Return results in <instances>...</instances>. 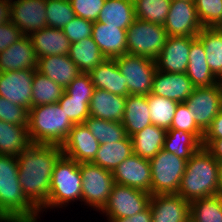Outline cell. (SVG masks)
Wrapping results in <instances>:
<instances>
[{
	"mask_svg": "<svg viewBox=\"0 0 222 222\" xmlns=\"http://www.w3.org/2000/svg\"><path fill=\"white\" fill-rule=\"evenodd\" d=\"M32 69L0 72V96L28 110L32 107Z\"/></svg>",
	"mask_w": 222,
	"mask_h": 222,
	"instance_id": "14",
	"label": "cell"
},
{
	"mask_svg": "<svg viewBox=\"0 0 222 222\" xmlns=\"http://www.w3.org/2000/svg\"><path fill=\"white\" fill-rule=\"evenodd\" d=\"M198 19L203 27L222 24V0H194Z\"/></svg>",
	"mask_w": 222,
	"mask_h": 222,
	"instance_id": "41",
	"label": "cell"
},
{
	"mask_svg": "<svg viewBox=\"0 0 222 222\" xmlns=\"http://www.w3.org/2000/svg\"><path fill=\"white\" fill-rule=\"evenodd\" d=\"M92 38L106 59L127 54V30L95 21Z\"/></svg>",
	"mask_w": 222,
	"mask_h": 222,
	"instance_id": "21",
	"label": "cell"
},
{
	"mask_svg": "<svg viewBox=\"0 0 222 222\" xmlns=\"http://www.w3.org/2000/svg\"><path fill=\"white\" fill-rule=\"evenodd\" d=\"M195 38L168 36L165 46L155 59L156 68L166 73H186L191 42Z\"/></svg>",
	"mask_w": 222,
	"mask_h": 222,
	"instance_id": "16",
	"label": "cell"
},
{
	"mask_svg": "<svg viewBox=\"0 0 222 222\" xmlns=\"http://www.w3.org/2000/svg\"><path fill=\"white\" fill-rule=\"evenodd\" d=\"M218 28L222 31V24Z\"/></svg>",
	"mask_w": 222,
	"mask_h": 222,
	"instance_id": "56",
	"label": "cell"
},
{
	"mask_svg": "<svg viewBox=\"0 0 222 222\" xmlns=\"http://www.w3.org/2000/svg\"><path fill=\"white\" fill-rule=\"evenodd\" d=\"M131 154H133L132 140L126 136L118 142L100 144L92 163L113 172Z\"/></svg>",
	"mask_w": 222,
	"mask_h": 222,
	"instance_id": "32",
	"label": "cell"
},
{
	"mask_svg": "<svg viewBox=\"0 0 222 222\" xmlns=\"http://www.w3.org/2000/svg\"><path fill=\"white\" fill-rule=\"evenodd\" d=\"M37 58L53 55H68L70 41L62 29L44 27L29 35Z\"/></svg>",
	"mask_w": 222,
	"mask_h": 222,
	"instance_id": "23",
	"label": "cell"
},
{
	"mask_svg": "<svg viewBox=\"0 0 222 222\" xmlns=\"http://www.w3.org/2000/svg\"><path fill=\"white\" fill-rule=\"evenodd\" d=\"M63 155L59 145L32 143L17 156L19 183L39 211L47 203L53 169Z\"/></svg>",
	"mask_w": 222,
	"mask_h": 222,
	"instance_id": "1",
	"label": "cell"
},
{
	"mask_svg": "<svg viewBox=\"0 0 222 222\" xmlns=\"http://www.w3.org/2000/svg\"><path fill=\"white\" fill-rule=\"evenodd\" d=\"M135 19L133 0H105L97 22L127 30Z\"/></svg>",
	"mask_w": 222,
	"mask_h": 222,
	"instance_id": "30",
	"label": "cell"
},
{
	"mask_svg": "<svg viewBox=\"0 0 222 222\" xmlns=\"http://www.w3.org/2000/svg\"><path fill=\"white\" fill-rule=\"evenodd\" d=\"M170 129L193 133L201 142L203 141L204 132L197 126L184 102L178 103Z\"/></svg>",
	"mask_w": 222,
	"mask_h": 222,
	"instance_id": "43",
	"label": "cell"
},
{
	"mask_svg": "<svg viewBox=\"0 0 222 222\" xmlns=\"http://www.w3.org/2000/svg\"><path fill=\"white\" fill-rule=\"evenodd\" d=\"M32 107L58 103L65 89L50 78L34 71L32 83Z\"/></svg>",
	"mask_w": 222,
	"mask_h": 222,
	"instance_id": "35",
	"label": "cell"
},
{
	"mask_svg": "<svg viewBox=\"0 0 222 222\" xmlns=\"http://www.w3.org/2000/svg\"><path fill=\"white\" fill-rule=\"evenodd\" d=\"M184 103L197 126L205 132L222 108V90L218 84L197 87Z\"/></svg>",
	"mask_w": 222,
	"mask_h": 222,
	"instance_id": "11",
	"label": "cell"
},
{
	"mask_svg": "<svg viewBox=\"0 0 222 222\" xmlns=\"http://www.w3.org/2000/svg\"><path fill=\"white\" fill-rule=\"evenodd\" d=\"M171 1H184V0H171ZM185 1H194V0H185Z\"/></svg>",
	"mask_w": 222,
	"mask_h": 222,
	"instance_id": "55",
	"label": "cell"
},
{
	"mask_svg": "<svg viewBox=\"0 0 222 222\" xmlns=\"http://www.w3.org/2000/svg\"><path fill=\"white\" fill-rule=\"evenodd\" d=\"M202 147V142L193 133L169 129L166 133L163 149L174 153L177 157L189 160Z\"/></svg>",
	"mask_w": 222,
	"mask_h": 222,
	"instance_id": "34",
	"label": "cell"
},
{
	"mask_svg": "<svg viewBox=\"0 0 222 222\" xmlns=\"http://www.w3.org/2000/svg\"><path fill=\"white\" fill-rule=\"evenodd\" d=\"M39 214L19 183L17 157L0 155V219L2 222H37Z\"/></svg>",
	"mask_w": 222,
	"mask_h": 222,
	"instance_id": "2",
	"label": "cell"
},
{
	"mask_svg": "<svg viewBox=\"0 0 222 222\" xmlns=\"http://www.w3.org/2000/svg\"><path fill=\"white\" fill-rule=\"evenodd\" d=\"M122 124L129 137L152 124L147 96L128 95L126 97Z\"/></svg>",
	"mask_w": 222,
	"mask_h": 222,
	"instance_id": "27",
	"label": "cell"
},
{
	"mask_svg": "<svg viewBox=\"0 0 222 222\" xmlns=\"http://www.w3.org/2000/svg\"><path fill=\"white\" fill-rule=\"evenodd\" d=\"M194 89L186 73H166L157 69L150 94L181 103L187 100Z\"/></svg>",
	"mask_w": 222,
	"mask_h": 222,
	"instance_id": "19",
	"label": "cell"
},
{
	"mask_svg": "<svg viewBox=\"0 0 222 222\" xmlns=\"http://www.w3.org/2000/svg\"><path fill=\"white\" fill-rule=\"evenodd\" d=\"M58 104L74 124L84 123L90 116V101L70 98L64 92L62 97L58 100Z\"/></svg>",
	"mask_w": 222,
	"mask_h": 222,
	"instance_id": "42",
	"label": "cell"
},
{
	"mask_svg": "<svg viewBox=\"0 0 222 222\" xmlns=\"http://www.w3.org/2000/svg\"><path fill=\"white\" fill-rule=\"evenodd\" d=\"M217 84L220 86V88H221V90H222V74H221L220 77L218 78Z\"/></svg>",
	"mask_w": 222,
	"mask_h": 222,
	"instance_id": "54",
	"label": "cell"
},
{
	"mask_svg": "<svg viewBox=\"0 0 222 222\" xmlns=\"http://www.w3.org/2000/svg\"><path fill=\"white\" fill-rule=\"evenodd\" d=\"M152 222H190V202L178 193L151 195Z\"/></svg>",
	"mask_w": 222,
	"mask_h": 222,
	"instance_id": "17",
	"label": "cell"
},
{
	"mask_svg": "<svg viewBox=\"0 0 222 222\" xmlns=\"http://www.w3.org/2000/svg\"><path fill=\"white\" fill-rule=\"evenodd\" d=\"M11 22L23 35L47 27L46 0H11Z\"/></svg>",
	"mask_w": 222,
	"mask_h": 222,
	"instance_id": "15",
	"label": "cell"
},
{
	"mask_svg": "<svg viewBox=\"0 0 222 222\" xmlns=\"http://www.w3.org/2000/svg\"><path fill=\"white\" fill-rule=\"evenodd\" d=\"M116 184L125 185L151 193L152 174L148 159L131 154L112 172Z\"/></svg>",
	"mask_w": 222,
	"mask_h": 222,
	"instance_id": "13",
	"label": "cell"
},
{
	"mask_svg": "<svg viewBox=\"0 0 222 222\" xmlns=\"http://www.w3.org/2000/svg\"><path fill=\"white\" fill-rule=\"evenodd\" d=\"M107 222H152V213L148 206L145 210L131 217L120 219H107Z\"/></svg>",
	"mask_w": 222,
	"mask_h": 222,
	"instance_id": "51",
	"label": "cell"
},
{
	"mask_svg": "<svg viewBox=\"0 0 222 222\" xmlns=\"http://www.w3.org/2000/svg\"><path fill=\"white\" fill-rule=\"evenodd\" d=\"M167 37L163 25L136 18L127 29V54L155 61L165 46Z\"/></svg>",
	"mask_w": 222,
	"mask_h": 222,
	"instance_id": "6",
	"label": "cell"
},
{
	"mask_svg": "<svg viewBox=\"0 0 222 222\" xmlns=\"http://www.w3.org/2000/svg\"><path fill=\"white\" fill-rule=\"evenodd\" d=\"M31 144L28 126L0 120V155L17 157Z\"/></svg>",
	"mask_w": 222,
	"mask_h": 222,
	"instance_id": "28",
	"label": "cell"
},
{
	"mask_svg": "<svg viewBox=\"0 0 222 222\" xmlns=\"http://www.w3.org/2000/svg\"><path fill=\"white\" fill-rule=\"evenodd\" d=\"M95 87L91 81L89 73L81 72L66 88L65 93L70 98L84 99V101H91Z\"/></svg>",
	"mask_w": 222,
	"mask_h": 222,
	"instance_id": "45",
	"label": "cell"
},
{
	"mask_svg": "<svg viewBox=\"0 0 222 222\" xmlns=\"http://www.w3.org/2000/svg\"><path fill=\"white\" fill-rule=\"evenodd\" d=\"M149 161L152 174V195L178 193L188 160L162 149Z\"/></svg>",
	"mask_w": 222,
	"mask_h": 222,
	"instance_id": "7",
	"label": "cell"
},
{
	"mask_svg": "<svg viewBox=\"0 0 222 222\" xmlns=\"http://www.w3.org/2000/svg\"><path fill=\"white\" fill-rule=\"evenodd\" d=\"M120 73L126 78L129 95L147 96L152 89L156 63L149 58L124 54L114 58Z\"/></svg>",
	"mask_w": 222,
	"mask_h": 222,
	"instance_id": "9",
	"label": "cell"
},
{
	"mask_svg": "<svg viewBox=\"0 0 222 222\" xmlns=\"http://www.w3.org/2000/svg\"><path fill=\"white\" fill-rule=\"evenodd\" d=\"M136 18L164 25L171 0H133Z\"/></svg>",
	"mask_w": 222,
	"mask_h": 222,
	"instance_id": "39",
	"label": "cell"
},
{
	"mask_svg": "<svg viewBox=\"0 0 222 222\" xmlns=\"http://www.w3.org/2000/svg\"><path fill=\"white\" fill-rule=\"evenodd\" d=\"M73 125L58 103L29 109L28 133L32 143L61 146Z\"/></svg>",
	"mask_w": 222,
	"mask_h": 222,
	"instance_id": "4",
	"label": "cell"
},
{
	"mask_svg": "<svg viewBox=\"0 0 222 222\" xmlns=\"http://www.w3.org/2000/svg\"><path fill=\"white\" fill-rule=\"evenodd\" d=\"M36 71L61 85L64 89L81 74L78 66L68 55L40 57Z\"/></svg>",
	"mask_w": 222,
	"mask_h": 222,
	"instance_id": "22",
	"label": "cell"
},
{
	"mask_svg": "<svg viewBox=\"0 0 222 222\" xmlns=\"http://www.w3.org/2000/svg\"><path fill=\"white\" fill-rule=\"evenodd\" d=\"M167 130L149 125L131 136L133 153L144 159H152L163 149Z\"/></svg>",
	"mask_w": 222,
	"mask_h": 222,
	"instance_id": "29",
	"label": "cell"
},
{
	"mask_svg": "<svg viewBox=\"0 0 222 222\" xmlns=\"http://www.w3.org/2000/svg\"><path fill=\"white\" fill-rule=\"evenodd\" d=\"M178 194L189 202L219 194L218 161L204 147L187 161Z\"/></svg>",
	"mask_w": 222,
	"mask_h": 222,
	"instance_id": "3",
	"label": "cell"
},
{
	"mask_svg": "<svg viewBox=\"0 0 222 222\" xmlns=\"http://www.w3.org/2000/svg\"><path fill=\"white\" fill-rule=\"evenodd\" d=\"M219 194L222 195V161H218Z\"/></svg>",
	"mask_w": 222,
	"mask_h": 222,
	"instance_id": "53",
	"label": "cell"
},
{
	"mask_svg": "<svg viewBox=\"0 0 222 222\" xmlns=\"http://www.w3.org/2000/svg\"><path fill=\"white\" fill-rule=\"evenodd\" d=\"M190 222H222V195L191 201Z\"/></svg>",
	"mask_w": 222,
	"mask_h": 222,
	"instance_id": "36",
	"label": "cell"
},
{
	"mask_svg": "<svg viewBox=\"0 0 222 222\" xmlns=\"http://www.w3.org/2000/svg\"><path fill=\"white\" fill-rule=\"evenodd\" d=\"M37 62L38 58L27 35L0 52V72L37 70Z\"/></svg>",
	"mask_w": 222,
	"mask_h": 222,
	"instance_id": "20",
	"label": "cell"
},
{
	"mask_svg": "<svg viewBox=\"0 0 222 222\" xmlns=\"http://www.w3.org/2000/svg\"><path fill=\"white\" fill-rule=\"evenodd\" d=\"M76 17L97 21L105 0H69Z\"/></svg>",
	"mask_w": 222,
	"mask_h": 222,
	"instance_id": "47",
	"label": "cell"
},
{
	"mask_svg": "<svg viewBox=\"0 0 222 222\" xmlns=\"http://www.w3.org/2000/svg\"><path fill=\"white\" fill-rule=\"evenodd\" d=\"M202 146L217 161H222V138H220V139H203Z\"/></svg>",
	"mask_w": 222,
	"mask_h": 222,
	"instance_id": "50",
	"label": "cell"
},
{
	"mask_svg": "<svg viewBox=\"0 0 222 222\" xmlns=\"http://www.w3.org/2000/svg\"><path fill=\"white\" fill-rule=\"evenodd\" d=\"M125 103L126 97L95 88L90 101V116L97 119L122 122Z\"/></svg>",
	"mask_w": 222,
	"mask_h": 222,
	"instance_id": "24",
	"label": "cell"
},
{
	"mask_svg": "<svg viewBox=\"0 0 222 222\" xmlns=\"http://www.w3.org/2000/svg\"><path fill=\"white\" fill-rule=\"evenodd\" d=\"M23 33L11 21L0 25V52L23 37Z\"/></svg>",
	"mask_w": 222,
	"mask_h": 222,
	"instance_id": "48",
	"label": "cell"
},
{
	"mask_svg": "<svg viewBox=\"0 0 222 222\" xmlns=\"http://www.w3.org/2000/svg\"><path fill=\"white\" fill-rule=\"evenodd\" d=\"M196 37L204 46L208 66L219 78L222 74V31L218 27H203Z\"/></svg>",
	"mask_w": 222,
	"mask_h": 222,
	"instance_id": "33",
	"label": "cell"
},
{
	"mask_svg": "<svg viewBox=\"0 0 222 222\" xmlns=\"http://www.w3.org/2000/svg\"><path fill=\"white\" fill-rule=\"evenodd\" d=\"M222 138V108L211 124L204 132L203 139H220Z\"/></svg>",
	"mask_w": 222,
	"mask_h": 222,
	"instance_id": "49",
	"label": "cell"
},
{
	"mask_svg": "<svg viewBox=\"0 0 222 222\" xmlns=\"http://www.w3.org/2000/svg\"><path fill=\"white\" fill-rule=\"evenodd\" d=\"M46 16L47 26L57 29L76 17L69 0H46Z\"/></svg>",
	"mask_w": 222,
	"mask_h": 222,
	"instance_id": "40",
	"label": "cell"
},
{
	"mask_svg": "<svg viewBox=\"0 0 222 222\" xmlns=\"http://www.w3.org/2000/svg\"><path fill=\"white\" fill-rule=\"evenodd\" d=\"M168 36L196 37L202 30L194 1H172L164 23Z\"/></svg>",
	"mask_w": 222,
	"mask_h": 222,
	"instance_id": "12",
	"label": "cell"
},
{
	"mask_svg": "<svg viewBox=\"0 0 222 222\" xmlns=\"http://www.w3.org/2000/svg\"><path fill=\"white\" fill-rule=\"evenodd\" d=\"M186 75L195 88L209 87L218 82L207 64L204 46L197 37L191 42Z\"/></svg>",
	"mask_w": 222,
	"mask_h": 222,
	"instance_id": "26",
	"label": "cell"
},
{
	"mask_svg": "<svg viewBox=\"0 0 222 222\" xmlns=\"http://www.w3.org/2000/svg\"><path fill=\"white\" fill-rule=\"evenodd\" d=\"M11 0H0V25L11 21Z\"/></svg>",
	"mask_w": 222,
	"mask_h": 222,
	"instance_id": "52",
	"label": "cell"
},
{
	"mask_svg": "<svg viewBox=\"0 0 222 222\" xmlns=\"http://www.w3.org/2000/svg\"><path fill=\"white\" fill-rule=\"evenodd\" d=\"M68 56L84 73H89L106 59L92 37L71 43Z\"/></svg>",
	"mask_w": 222,
	"mask_h": 222,
	"instance_id": "31",
	"label": "cell"
},
{
	"mask_svg": "<svg viewBox=\"0 0 222 222\" xmlns=\"http://www.w3.org/2000/svg\"><path fill=\"white\" fill-rule=\"evenodd\" d=\"M150 197L151 193L115 183L101 214L107 219L131 217L149 206Z\"/></svg>",
	"mask_w": 222,
	"mask_h": 222,
	"instance_id": "10",
	"label": "cell"
},
{
	"mask_svg": "<svg viewBox=\"0 0 222 222\" xmlns=\"http://www.w3.org/2000/svg\"><path fill=\"white\" fill-rule=\"evenodd\" d=\"M89 75L95 88L124 97L129 95L127 80L120 73L115 59H105Z\"/></svg>",
	"mask_w": 222,
	"mask_h": 222,
	"instance_id": "25",
	"label": "cell"
},
{
	"mask_svg": "<svg viewBox=\"0 0 222 222\" xmlns=\"http://www.w3.org/2000/svg\"><path fill=\"white\" fill-rule=\"evenodd\" d=\"M82 198L85 205L99 210L107 204L115 184L112 172L92 162L80 163Z\"/></svg>",
	"mask_w": 222,
	"mask_h": 222,
	"instance_id": "8",
	"label": "cell"
},
{
	"mask_svg": "<svg viewBox=\"0 0 222 222\" xmlns=\"http://www.w3.org/2000/svg\"><path fill=\"white\" fill-rule=\"evenodd\" d=\"M81 198L82 178L80 163L63 155L53 169L47 203L39 212L41 213L45 211L44 209L48 210L49 208L52 210L53 208L67 207L69 202L81 201Z\"/></svg>",
	"mask_w": 222,
	"mask_h": 222,
	"instance_id": "5",
	"label": "cell"
},
{
	"mask_svg": "<svg viewBox=\"0 0 222 222\" xmlns=\"http://www.w3.org/2000/svg\"><path fill=\"white\" fill-rule=\"evenodd\" d=\"M29 110L0 96V120L20 126H28Z\"/></svg>",
	"mask_w": 222,
	"mask_h": 222,
	"instance_id": "44",
	"label": "cell"
},
{
	"mask_svg": "<svg viewBox=\"0 0 222 222\" xmlns=\"http://www.w3.org/2000/svg\"><path fill=\"white\" fill-rule=\"evenodd\" d=\"M84 123L99 144L118 142L127 136L122 122L97 119L89 116Z\"/></svg>",
	"mask_w": 222,
	"mask_h": 222,
	"instance_id": "37",
	"label": "cell"
},
{
	"mask_svg": "<svg viewBox=\"0 0 222 222\" xmlns=\"http://www.w3.org/2000/svg\"><path fill=\"white\" fill-rule=\"evenodd\" d=\"M147 102L152 124L165 130H169L178 103L169 98L150 93L147 95Z\"/></svg>",
	"mask_w": 222,
	"mask_h": 222,
	"instance_id": "38",
	"label": "cell"
},
{
	"mask_svg": "<svg viewBox=\"0 0 222 222\" xmlns=\"http://www.w3.org/2000/svg\"><path fill=\"white\" fill-rule=\"evenodd\" d=\"M92 21L75 17L62 28L70 43L80 41L84 38L92 37Z\"/></svg>",
	"mask_w": 222,
	"mask_h": 222,
	"instance_id": "46",
	"label": "cell"
},
{
	"mask_svg": "<svg viewBox=\"0 0 222 222\" xmlns=\"http://www.w3.org/2000/svg\"><path fill=\"white\" fill-rule=\"evenodd\" d=\"M99 145L85 123H79L73 125L61 148L64 156L77 163H85L94 160Z\"/></svg>",
	"mask_w": 222,
	"mask_h": 222,
	"instance_id": "18",
	"label": "cell"
}]
</instances>
